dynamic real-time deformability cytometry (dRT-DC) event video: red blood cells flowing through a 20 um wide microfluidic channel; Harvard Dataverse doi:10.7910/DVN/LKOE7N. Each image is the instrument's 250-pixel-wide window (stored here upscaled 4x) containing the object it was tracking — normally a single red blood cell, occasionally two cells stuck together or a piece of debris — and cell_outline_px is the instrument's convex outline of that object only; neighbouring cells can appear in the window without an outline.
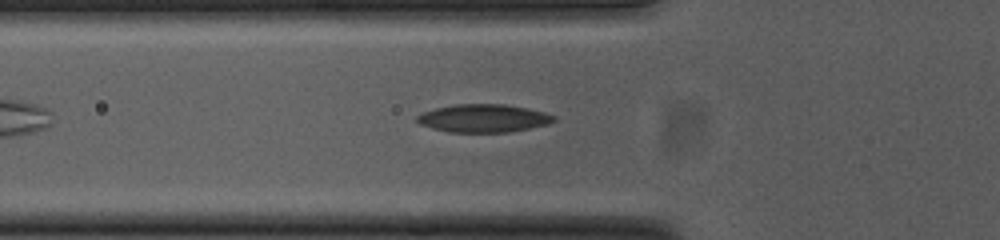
{"species": "common noctule bat (a hibernating species)", "species_latin": "Nyctalus noctula", "temperature_condition": "cold", "stored_images_in_passage": 41, "camera_frame_rate_fps": 3000, "um_per_image_px": 0.085, "animal": {"sex": "female", "body_mass_g": 23.0, "forearm_length_mm": 53.4}, "frame": {"image": 1, "passage_image": 8, "time_ms": 2.333, "image_size_px": [1000, 240], "cell_outline_px": [[556, 120], [548, 124], [508, 132], [448, 132], [432, 128], [420, 124], [416, 120], [416, 116], [424, 112], [436, 108], [456, 104], [504, 104], [544, 112], [556, 116]], "centroid_in_image_um": [41.08, 10.05], "position_along_channel_um": 84.7, "area_um2": 22.14}}
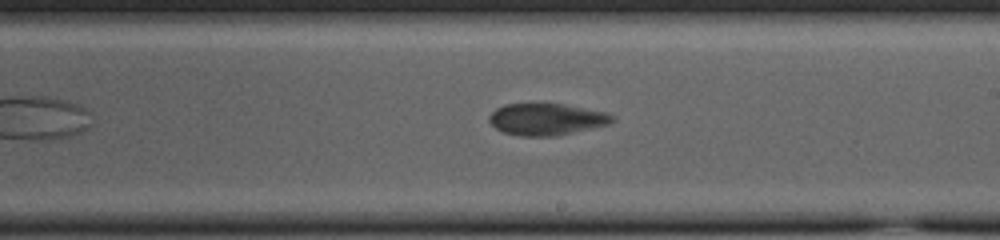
{"frame": {"image": 2, "passage_image": 21, "time_ms": 6.667, "image_size_px": [1000, 240], "cell_outline_px": [[616, 120], [608, 124], [556, 136], [520, 136], [504, 132], [496, 128], [488, 120], [488, 116], [496, 108], [504, 104], [564, 104], [604, 112], [616, 116]], "centroid_in_image_um": [46.44, 10.14], "position_along_channel_um": 242.6, "area_um2": 22.66}}
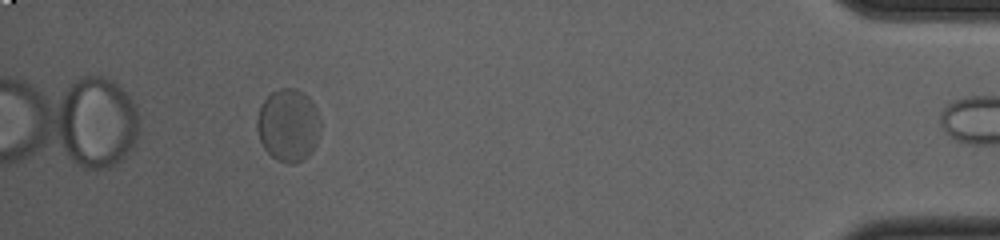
{"frame": {"image": 3, "passage_image": 40, "time_ms": 13.0, "image_size_px": [1000, 240], "cell_outline_px": [[320, 128], [316, 144], [312, 152], [304, 160], [292, 164], [276, 160], [264, 148], [260, 140], [256, 128], [256, 120], [260, 108], [264, 100], [272, 92], [280, 88], [296, 88], [304, 92], [312, 100], [316, 108], [320, 120]], "centroid_in_image_um": [24.52, 10.64], "position_along_channel_um": 410.7, "area_um2": 27.11}, "authors_computed_cell_mechanics": {"area_um2": 23.0622, "velocity_mm_per_s": 3.6437, "shape_relaxation_time_tau1_ms": 7.2603, "shape_relaxation_time_tau2_ms": 1.5285, "deformation_change_tau1": 0.1356, "deformation_change_tau2": 0.0541}}